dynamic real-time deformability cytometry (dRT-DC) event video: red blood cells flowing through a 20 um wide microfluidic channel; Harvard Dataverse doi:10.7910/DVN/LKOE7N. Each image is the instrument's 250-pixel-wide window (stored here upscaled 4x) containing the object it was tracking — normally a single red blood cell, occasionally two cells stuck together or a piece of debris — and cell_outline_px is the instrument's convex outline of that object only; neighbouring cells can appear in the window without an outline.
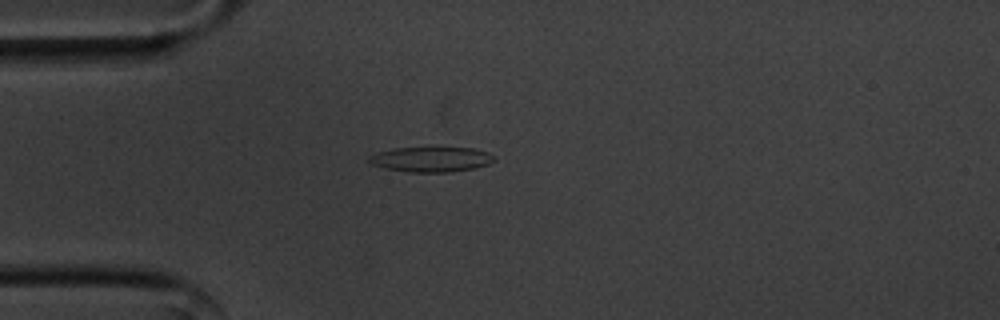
{"species": "common noctule bat (a hibernating species)", "species_latin": "Nyctalus noctula", "temperature_condition": "cold", "stored_images_in_passage": 42, "camera_frame_rate_fps": 3000, "um_per_image_px": 0.085, "animal": {"sex": "male", "body_mass_g": 20.1, "forearm_length_mm": 53.5}, "frame": {"image": 1, "passage_image": 1, "time_ms": 0.0, "image_size_px": [1000, 320], "cell_outline_px": [[496, 156], [488, 164], [472, 168], [448, 172], [408, 172], [384, 168], [372, 164], [368, 160], [368, 156], [376, 152], [392, 148], [472, 148], [488, 152]], "centroid_in_image_um": [36.6, 13.54], "position_along_channel_um": 48.4, "area_um2": 18.15}}
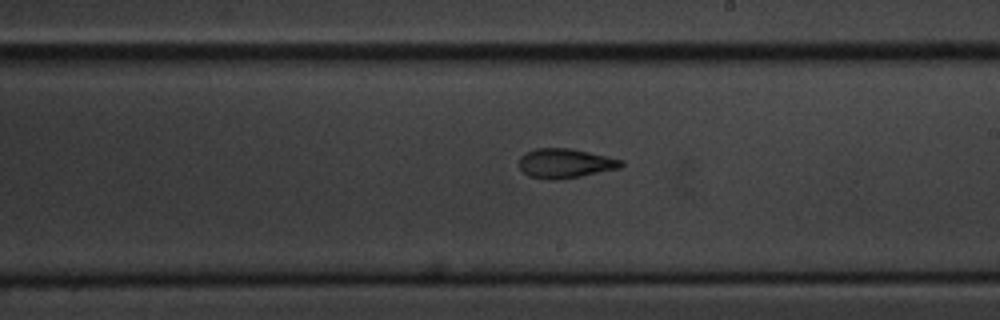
{"frame": {"image": 2, "passage_image": 18, "time_ms": 5.667, "image_size_px": [1000, 320], "cell_outline_px": [[624, 164], [620, 168], [580, 176], [556, 180], [548, 180], [528, 176], [520, 168], [520, 156], [524, 152], [536, 148], [572, 148], [608, 156], [624, 160]], "centroid_in_image_um": [48.05, 13.87], "position_along_channel_um": 241.0, "area_um2": 17.69}}
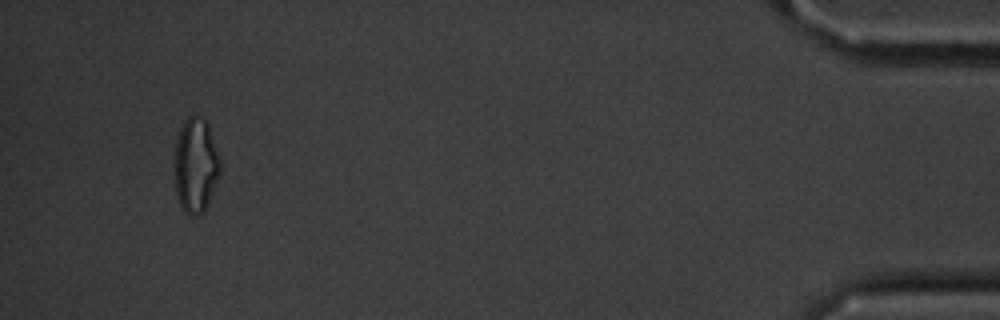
{"frame": {"image": 3, "passage_image": 39, "time_ms": 12.667, "image_size_px": [1000, 320], "cell_outline_px": [[220, 172], [208, 204], [204, 212], [196, 216], [188, 216], [184, 212], [180, 204], [176, 192], [176, 144], [180, 128], [188, 116], [196, 116], [204, 120], [208, 124], [220, 160]], "centroid_in_image_um": [16.65, 14.1], "position_along_channel_um": 418.6, "area_um2": 24.74}, "authors_computed_cell_mechanics": {"area_um2": 18.0047, "velocity_mm_per_s": 3.5919, "shape_relaxation_time_tau1_ms": 5.055, "shape_relaxation_time_tau2_ms": 2.3891, "deformation_change_tau1": 0.1641, "deformation_change_tau2": 0.106}}